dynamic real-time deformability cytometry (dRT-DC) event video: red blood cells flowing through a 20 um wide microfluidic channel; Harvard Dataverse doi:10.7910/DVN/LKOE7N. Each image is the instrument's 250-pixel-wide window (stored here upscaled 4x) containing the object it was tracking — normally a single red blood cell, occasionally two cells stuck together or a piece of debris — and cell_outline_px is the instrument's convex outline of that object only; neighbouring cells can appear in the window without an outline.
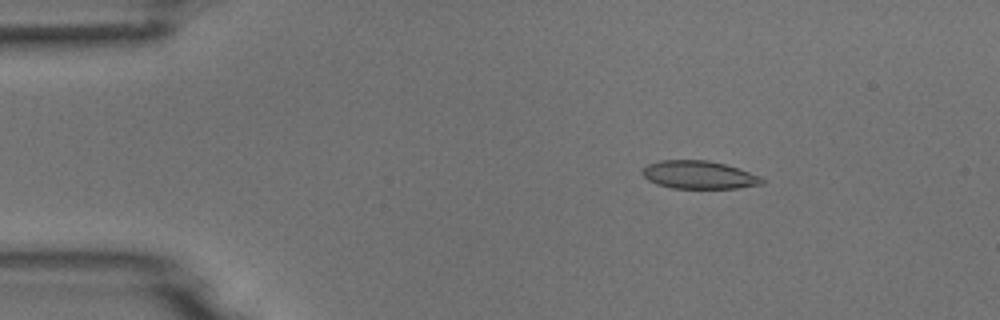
{"species": "common noctule bat (a hibernating species)", "species_latin": "Nyctalus noctula", "temperature_condition": "room temperature", "stored_images_in_passage": 5, "camera_frame_rate_fps": 3000, "um_per_image_px": 0.085, "animal": {"sex": "male", "body_mass_g": 18.8}, "frame": {"image": 1, "passage_image": 3, "time_ms": 0.667, "image_size_px": [1000, 320], "cell_outline_px": [[764, 184], [736, 188], [672, 188], [656, 184], [648, 180], [640, 172], [648, 164], [660, 160], [708, 160], [724, 164], [760, 176], [764, 180]], "centroid_in_image_um": [59.38, 14.86], "position_along_channel_um": 25.6, "area_um2": 19.42}}